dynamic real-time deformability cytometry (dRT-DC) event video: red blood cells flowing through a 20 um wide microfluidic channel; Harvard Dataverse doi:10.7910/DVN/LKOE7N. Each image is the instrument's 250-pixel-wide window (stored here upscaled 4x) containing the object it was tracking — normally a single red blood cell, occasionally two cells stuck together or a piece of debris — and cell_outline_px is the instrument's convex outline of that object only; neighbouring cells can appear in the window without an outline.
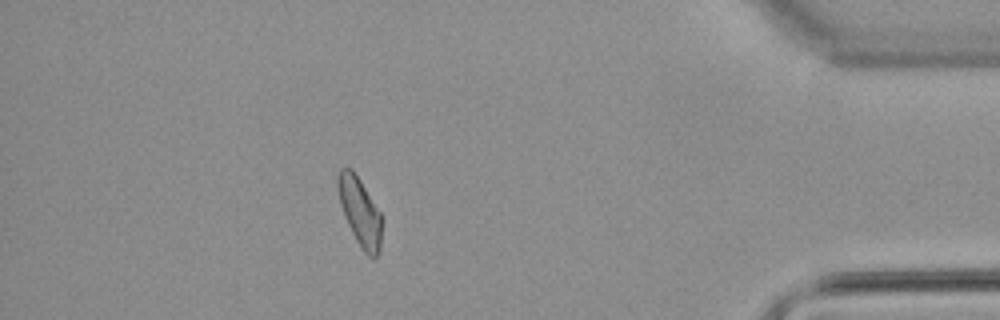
{"species": "common noctule bat (a hibernating species)", "species_latin": "Nyctalus noctula", "temperature_condition": "warm", "stored_images_in_passage": 42, "camera_frame_rate_fps": 3000, "um_per_image_px": 0.085, "animal": {"sex": "male", "body_mass_g": 21.5, "forearm_length_mm": 52.0}, "frame": {"image": 1, "passage_image": 36, "time_ms": 11.667, "image_size_px": [1000, 320], "cell_outline_px": [[380, 248], [376, 256], [372, 260], [360, 248], [344, 216], [340, 204], [336, 184], [336, 176], [340, 168], [352, 168], [360, 180], [380, 212]], "centroid_in_image_um": [30.55, 17.97], "position_along_channel_um": 404.7, "area_um2": 17.34}, "authors_computed_cell_mechanics": {"area_um2": 17.8024, "velocity_mm_per_s": 3.8184, "shape_relaxation_time_tau1_ms": null, "shape_relaxation_time_tau2_ms": 5.0303, "deformation_change_tau1": null, "deformation_change_tau2": 0.1375}}